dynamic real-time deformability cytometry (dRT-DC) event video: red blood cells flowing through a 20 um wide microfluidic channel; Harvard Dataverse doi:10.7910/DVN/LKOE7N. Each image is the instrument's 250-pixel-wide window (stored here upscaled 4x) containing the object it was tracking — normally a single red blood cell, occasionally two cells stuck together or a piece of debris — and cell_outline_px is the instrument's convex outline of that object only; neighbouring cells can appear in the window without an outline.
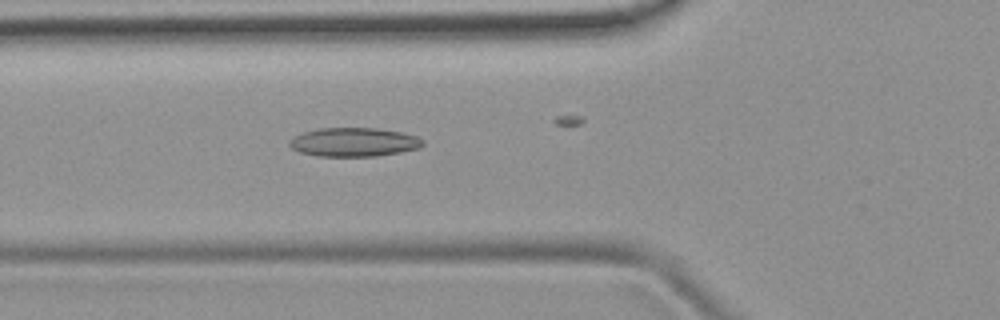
{"species": "common noctule bat (a hibernating species)", "species_latin": "Nyctalus noctula", "temperature_condition": "room temperature", "stored_images_in_passage": 40, "camera_frame_rate_fps": 3000, "um_per_image_px": 0.085, "animal": {"sex": "female", "body_mass_g": 19.9}, "frame": {"image": 1, "passage_image": 18, "time_ms": 5.667, "image_size_px": [1000, 320], "cell_outline_px": [[424, 144], [420, 148], [400, 152], [376, 156], [320, 156], [300, 152], [292, 148], [288, 144], [288, 140], [292, 136], [304, 132], [320, 128], [376, 128], [400, 132], [416, 136], [424, 140]], "centroid_in_image_um": [30.07, 12.08], "position_along_channel_um": 95.7, "area_um2": 22.43}}
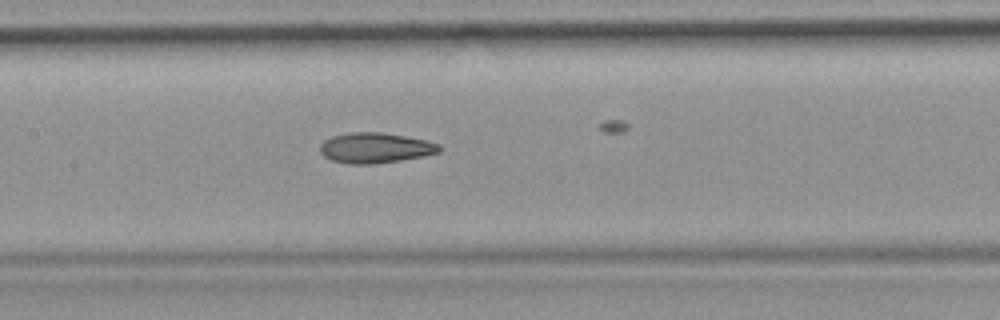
{"frame": {"image": 2, "passage_image": 24, "time_ms": 7.667, "image_size_px": [1000, 320], "cell_outline_px": [[440, 152], [424, 156], [376, 164], [348, 164], [332, 160], [324, 156], [320, 152], [320, 144], [324, 140], [332, 136], [348, 132], [380, 132], [428, 140], [440, 144]], "centroid_in_image_um": [31.89, 12.57], "position_along_channel_um": 175.5, "area_um2": 21.21}}
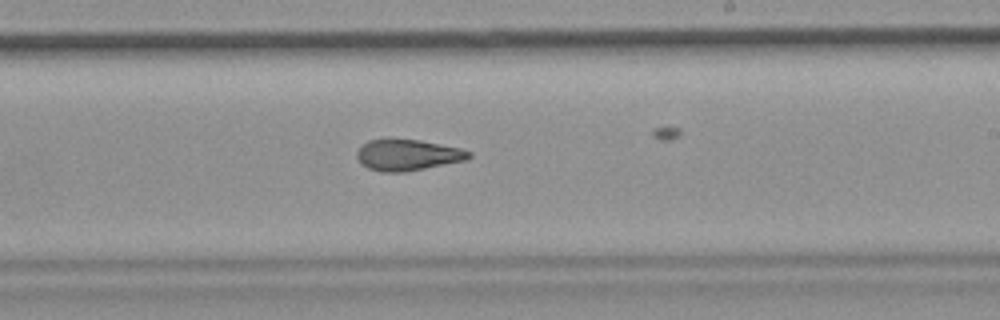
{"frame": {"image": 3, "passage_image": 30, "time_ms": 9.667, "image_size_px": [1000, 320], "cell_outline_px": [[472, 156], [468, 160], [404, 172], [384, 172], [368, 168], [356, 156], [356, 152], [368, 140], [420, 140], [460, 148], [472, 152]], "centroid_in_image_um": [34.71, 13.18], "position_along_channel_um": 254.3, "area_um2": 20.0}}